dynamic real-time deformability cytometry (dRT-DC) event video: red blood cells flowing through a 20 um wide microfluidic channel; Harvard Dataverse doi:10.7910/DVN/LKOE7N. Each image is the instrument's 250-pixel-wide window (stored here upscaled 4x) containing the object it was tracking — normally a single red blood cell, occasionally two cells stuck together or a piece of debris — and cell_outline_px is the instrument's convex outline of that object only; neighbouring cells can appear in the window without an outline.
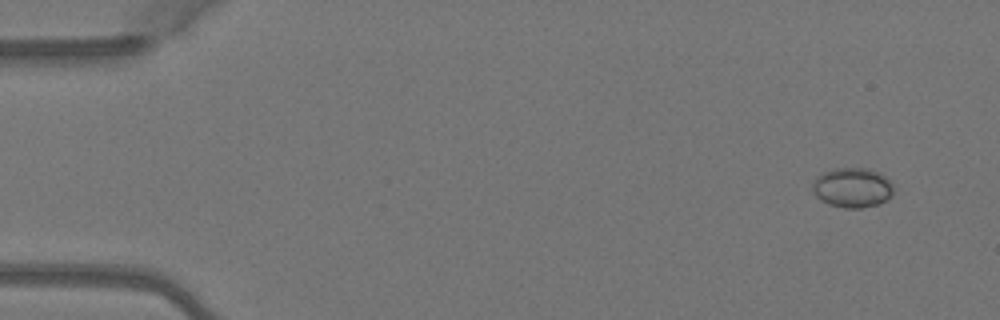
{"species": "Egyptian fruit bat (a non-hibernating species)", "species_latin": "Rousettus aegyptiacus", "temperature_condition": "warm", "stored_images_in_passage": 5, "camera_frame_rate_fps": 3000, "um_per_image_px": 0.085, "animal": {"sex": "female"}, "frame": {"image": 1, "passage_image": 1, "time_ms": 0.0, "image_size_px": [1000, 320], "cell_outline_px": [[892, 196], [880, 204], [860, 208], [844, 208], [828, 204], [820, 200], [812, 192], [812, 180], [816, 176], [824, 172], [836, 168], [868, 168], [880, 172], [892, 184]], "centroid_in_image_um": [72.42, 15.95], "position_along_channel_um": 12.6, "area_um2": 19.02}}
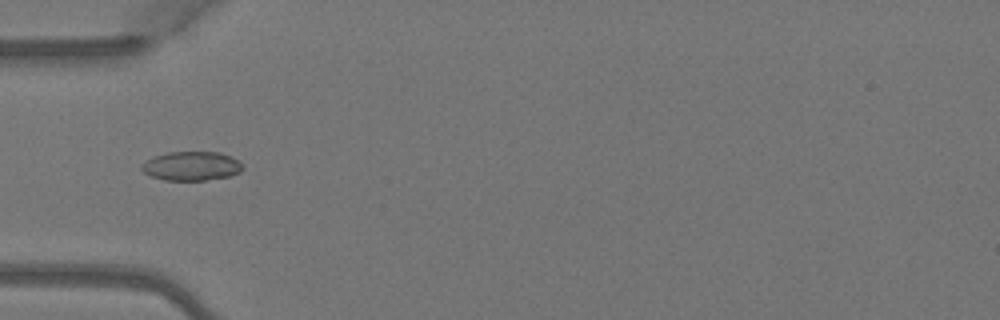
{"frame": {"image": 2, "passage_image": 4, "time_ms": 1.0, "image_size_px": [1000, 320], "cell_outline_px": [[244, 168], [240, 172], [228, 176], [204, 180], [164, 180], [152, 176], [144, 172], [140, 168], [140, 164], [156, 156], [168, 152], [220, 152], [232, 156]], "centroid_in_image_um": [16.27, 14.11], "position_along_channel_um": 68.7, "area_um2": 16.94}}
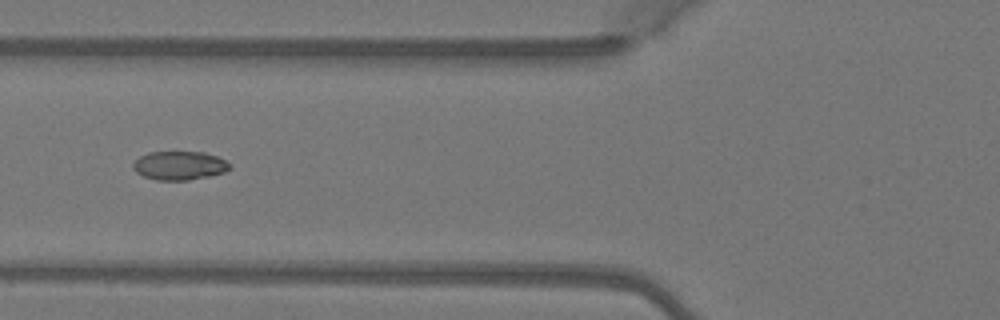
{"frame": {"image": 3, "passage_image": 5, "time_ms": 1.333, "image_size_px": [1000, 320], "cell_outline_px": [[232, 168], [224, 172], [208, 176], [188, 180], [156, 180], [144, 176], [136, 172], [132, 168], [132, 164], [140, 156], [148, 152], [204, 152], [216, 156], [232, 164]], "centroid_in_image_um": [15.25, 14.07], "position_along_channel_um": 110.5, "area_um2": 16.18}}